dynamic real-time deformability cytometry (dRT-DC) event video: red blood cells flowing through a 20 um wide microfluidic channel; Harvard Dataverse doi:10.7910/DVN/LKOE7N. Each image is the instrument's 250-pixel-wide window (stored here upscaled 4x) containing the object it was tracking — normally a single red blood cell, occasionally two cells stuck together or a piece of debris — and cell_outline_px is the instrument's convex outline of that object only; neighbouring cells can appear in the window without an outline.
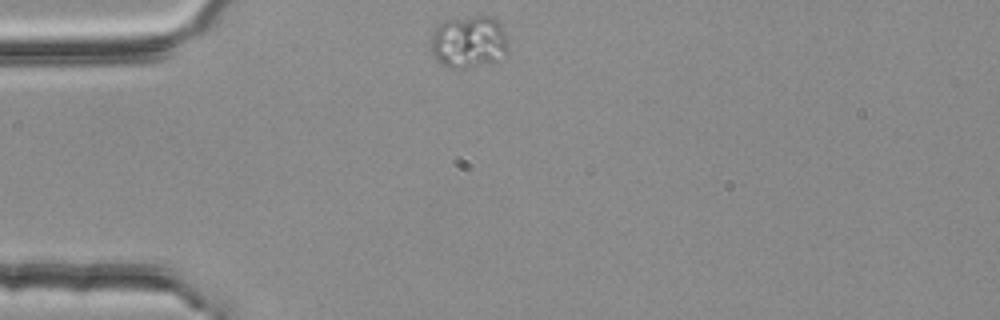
{"species": "common noctule bat (a hibernating species)", "species_latin": "Nyctalus noctula", "temperature_condition": "room temperature", "stored_images_in_passage": 1, "camera_frame_rate_fps": 3000, "um_per_image_px": 0.085, "animal": {"sex": "female", "body_mass_g": 25.1}, "frame": {"image": 1, "passage_image": 1, "time_ms": 0.0, "image_size_px": [1000, 320], "cell_outline_px": [[508, 56], [496, 60], [464, 68], [448, 68], [440, 64], [428, 48], [432, 32], [444, 20], [476, 16], [492, 16], [500, 20], [508, 40]], "centroid_in_image_um": [39.85, 3.55], "position_along_channel_um": 45.1, "area_um2": 24.16}}